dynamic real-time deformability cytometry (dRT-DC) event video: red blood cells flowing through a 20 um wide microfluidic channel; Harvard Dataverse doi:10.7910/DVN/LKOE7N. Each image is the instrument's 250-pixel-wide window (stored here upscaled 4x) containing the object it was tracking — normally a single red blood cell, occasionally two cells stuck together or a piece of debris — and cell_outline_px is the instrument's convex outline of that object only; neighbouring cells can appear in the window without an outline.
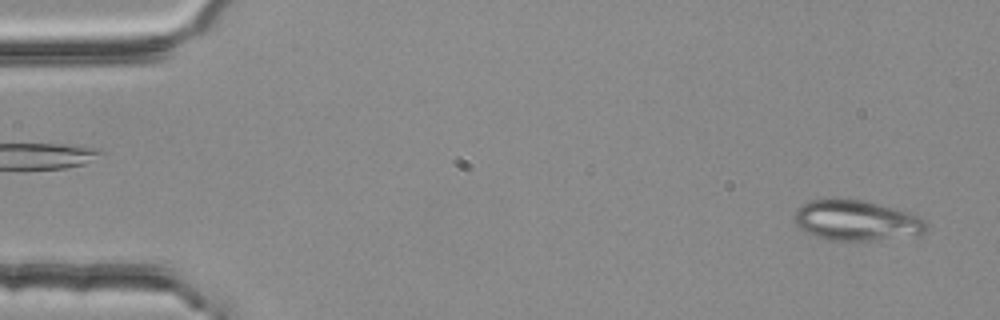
{"species": "common noctule bat (a hibernating species)", "species_latin": "Nyctalus noctula", "temperature_condition": "room temperature", "stored_images_in_passage": 52, "camera_frame_rate_fps": 3000, "um_per_image_px": 0.085, "animal": {"sex": "female", "body_mass_g": 25.1}, "frame": {"image": 1, "passage_image": 1, "time_ms": 0.0, "image_size_px": [1000, 320], "cell_outline_px": [[928, 232], [920, 236], [876, 240], [828, 240], [804, 232], [796, 224], [792, 216], [796, 208], [812, 200], [836, 196], [860, 200], [880, 204], [908, 212], [924, 220], [928, 224]], "centroid_in_image_um": [72.8, 18.73], "position_along_channel_um": 12.2, "area_um2": 31.85}}
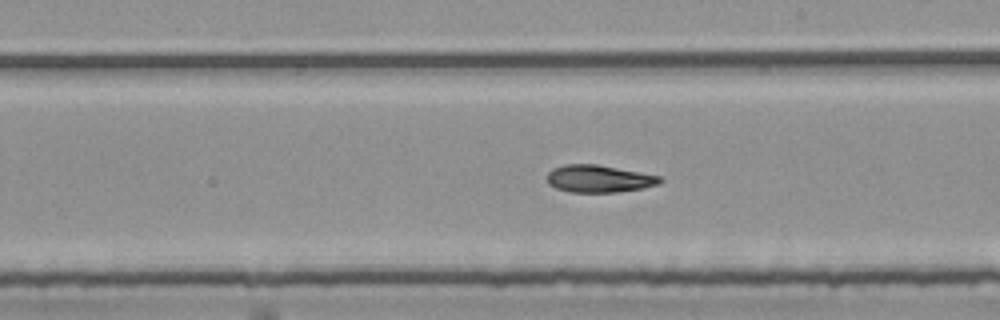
{"frame": {"image": 2, "passage_image": 29, "time_ms": 9.333, "image_size_px": [1000, 320], "cell_outline_px": [[664, 180], [660, 184], [644, 188], [616, 192], [568, 192], [556, 188], [548, 184], [548, 172], [552, 168], [564, 164], [596, 164], [660, 176]], "centroid_in_image_um": [50.9, 15.19], "position_along_channel_um": 238.1, "area_um2": 18.03}}
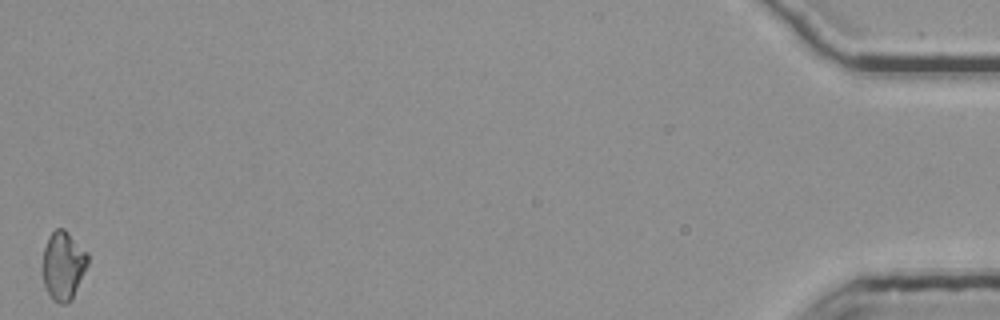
{"frame": {"image": 3, "passage_image": 52, "time_ms": 17.0, "image_size_px": [1000, 320], "cell_outline_px": [[88, 264], [72, 300], [64, 304], [60, 304], [52, 300], [44, 284], [44, 248], [48, 236], [56, 228], [64, 228], [88, 252]], "centroid_in_image_um": [5.4, 22.56], "position_along_channel_um": 429.8, "area_um2": 17.98}, "authors_computed_cell_mechanics": {"area_um2": 18.1781, "velocity_mm_per_s": 3.7885, "shape_relaxation_time_tau1_ms": null, "shape_relaxation_time_tau2_ms": 5.7611, "deformation_change_tau1": null, "deformation_change_tau2": 0.1158}}